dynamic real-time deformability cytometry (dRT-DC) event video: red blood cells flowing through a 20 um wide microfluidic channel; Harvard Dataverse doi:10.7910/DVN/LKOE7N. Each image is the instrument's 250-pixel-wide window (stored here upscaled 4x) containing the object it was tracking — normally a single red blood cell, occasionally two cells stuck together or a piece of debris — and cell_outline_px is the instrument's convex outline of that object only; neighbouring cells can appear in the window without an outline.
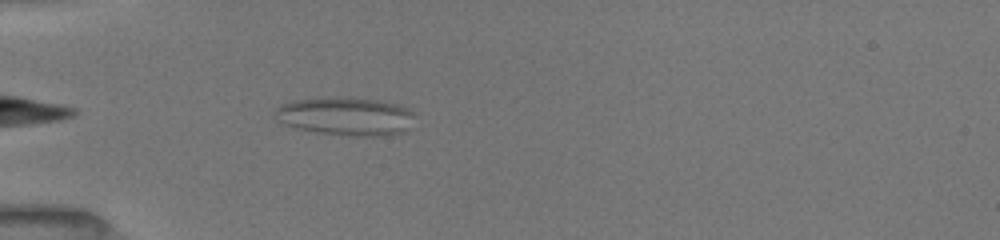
{"species": "common noctule bat (a hibernating species)", "species_latin": "Nyctalus noctula", "temperature_condition": "room temperature", "stored_images_in_passage": 37, "camera_frame_rate_fps": 3000, "um_per_image_px": 0.085, "animal": {"sex": "female", "body_mass_g": 19.5, "forearm_length_mm": 54.1}, "frame": {"image": 1, "passage_image": 4, "time_ms": 1.0, "image_size_px": [1000, 240], "cell_outline_px": [[412, 116], [408, 128], [400, 132], [376, 136], [348, 136], [316, 132], [296, 128], [280, 124], [272, 112], [280, 104], [296, 100], [340, 96], [380, 100], [400, 104], [408, 108], [412, 112]], "centroid_in_image_um": [29.31, 9.87], "position_along_channel_um": 55.7, "area_um2": 31.39}}
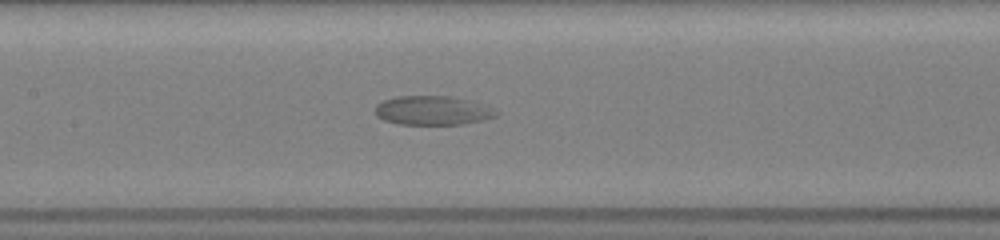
{"frame": {"image": 2, "passage_image": 14, "time_ms": 4.333, "image_size_px": [1000, 240], "cell_outline_px": [[500, 112], [496, 116], [480, 120], [460, 124], [396, 124], [384, 120], [376, 116], [376, 104], [384, 100], [396, 96], [448, 96], [464, 100]], "centroid_in_image_um": [36.66, 9.4], "position_along_channel_um": 170.7, "area_um2": 19.94}}
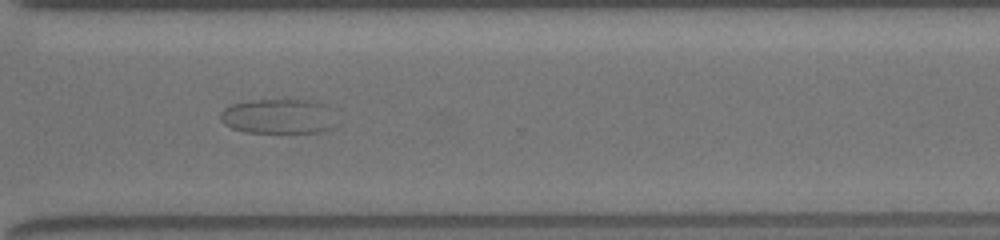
{"frame": {"image": 3, "passage_image": 28, "time_ms": 9.0, "image_size_px": [1000, 240], "cell_outline_px": [[336, 128], [320, 132], [244, 132], [232, 128], [224, 124], [220, 120], [220, 112], [224, 108], [232, 104], [248, 100], [308, 100], [324, 104]], "centroid_in_image_um": [23.59, 9.9], "position_along_channel_um": 347.0, "area_um2": 23.29}}